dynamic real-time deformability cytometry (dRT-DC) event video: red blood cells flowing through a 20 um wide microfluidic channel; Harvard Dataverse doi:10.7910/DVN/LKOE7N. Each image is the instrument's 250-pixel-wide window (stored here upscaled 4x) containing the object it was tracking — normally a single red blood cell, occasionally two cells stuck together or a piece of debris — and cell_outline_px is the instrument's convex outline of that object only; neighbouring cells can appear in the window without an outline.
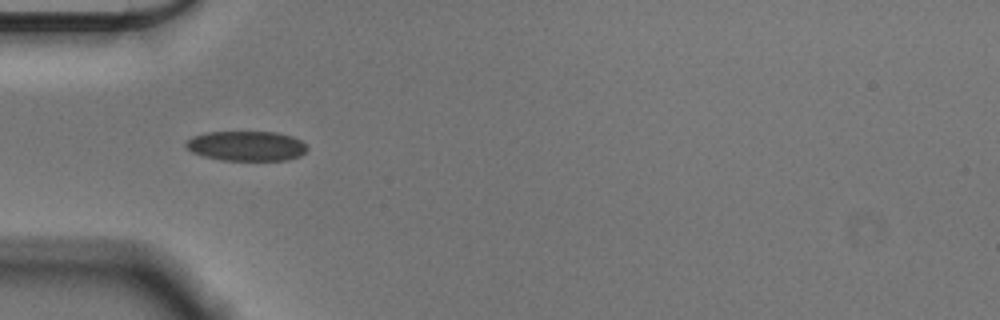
{"species": "Egyptian fruit bat (a non-hibernating species)", "species_latin": "Rousettus aegyptiacus", "temperature_condition": "cold", "stored_images_in_passage": 39, "camera_frame_rate_fps": 3000, "um_per_image_px": 0.085, "animal": {"sex": "male"}, "frame": {"image": 1, "passage_image": 1, "time_ms": 0.0, "image_size_px": [1000, 320], "cell_outline_px": [[308, 148], [300, 156], [288, 160], [224, 160], [204, 156], [192, 152], [184, 144], [192, 136], [204, 132], [276, 132], [292, 136], [300, 140]], "centroid_in_image_um": [20.94, 12.4], "position_along_channel_um": 64.1, "area_um2": 21.04}}
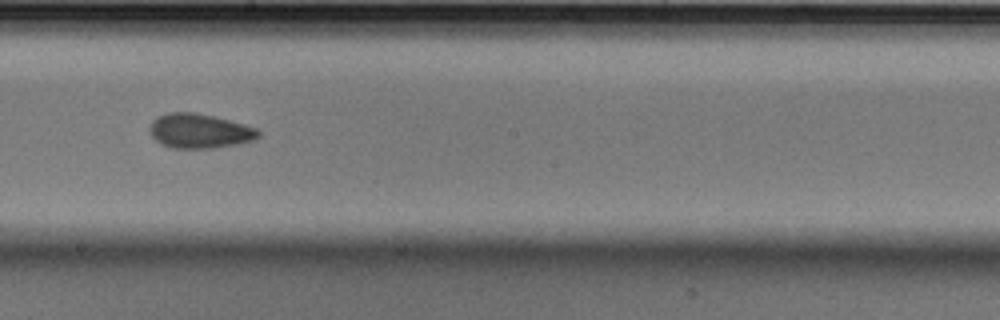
{"frame": {"image": 2, "passage_image": 15, "time_ms": 4.667, "image_size_px": [1000, 320], "cell_outline_px": [[260, 136], [252, 140], [236, 144], [212, 148], [168, 148], [160, 144], [148, 132], [148, 128], [152, 120], [156, 116], [168, 112], [196, 112], [244, 124], [256, 128], [260, 132]], "centroid_in_image_um": [16.89, 11.13], "position_along_channel_um": 231.3, "area_um2": 22.02}}
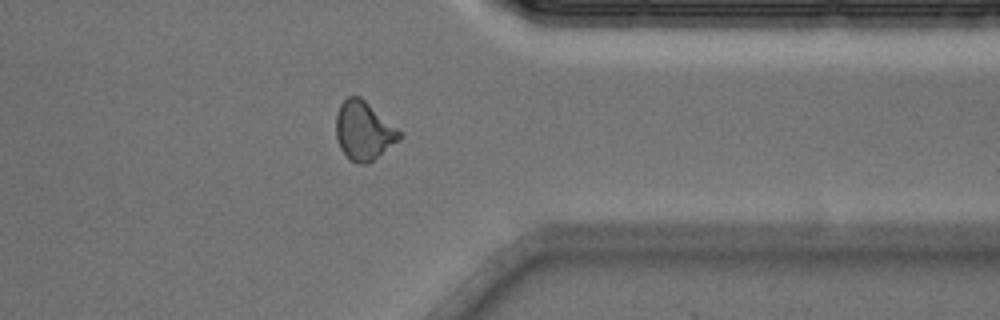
{"frame": {"image": 3, "passage_image": 28, "time_ms": 9.0, "image_size_px": [1000, 320], "cell_outline_px": [[404, 136], [400, 140], [372, 160], [364, 164], [360, 164], [352, 160], [340, 148], [336, 136], [336, 116], [340, 104], [348, 96], [360, 96], [396, 128]], "centroid_in_image_um": [30.9, 11.1], "position_along_channel_um": 380.5, "area_um2": 21.21}, "authors_computed_cell_mechanics": {"area_um2": 21.0392, "velocity_mm_per_s": 3.5908, "shape_relaxation_time_tau1_ms": 5.1412, "shape_relaxation_time_tau2_ms": 3.1373, "deformation_change_tau1": 0.1057, "deformation_change_tau2": 0.0834}}